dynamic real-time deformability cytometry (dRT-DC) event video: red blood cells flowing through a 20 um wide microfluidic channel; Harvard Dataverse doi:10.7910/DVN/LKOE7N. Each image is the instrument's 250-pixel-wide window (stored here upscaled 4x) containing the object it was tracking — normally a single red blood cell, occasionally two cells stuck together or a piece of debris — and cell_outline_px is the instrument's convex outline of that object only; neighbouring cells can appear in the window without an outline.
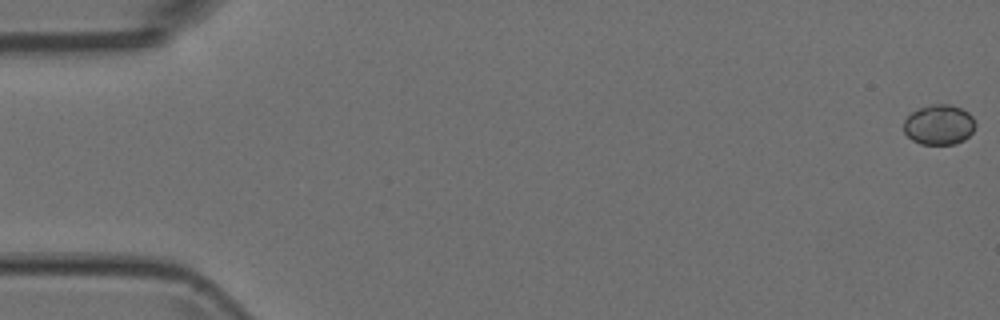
{"species": "Egyptian fruit bat (a non-hibernating species)", "species_latin": "Rousettus aegyptiacus", "temperature_condition": "room temperature", "stored_images_in_passage": 5, "camera_frame_rate_fps": 3000, "um_per_image_px": 0.085, "animal": {"sex": "female"}, "frame": {"image": 1, "passage_image": 1, "time_ms": 0.0, "image_size_px": [1000, 320], "cell_outline_px": [[976, 124], [972, 132], [964, 140], [956, 144], [920, 144], [912, 140], [904, 132], [904, 120], [912, 112], [920, 108], [932, 104], [948, 104], [960, 108], [968, 112], [972, 116]], "centroid_in_image_um": [79.82, 10.61], "position_along_channel_um": 5.2, "area_um2": 16.7}}
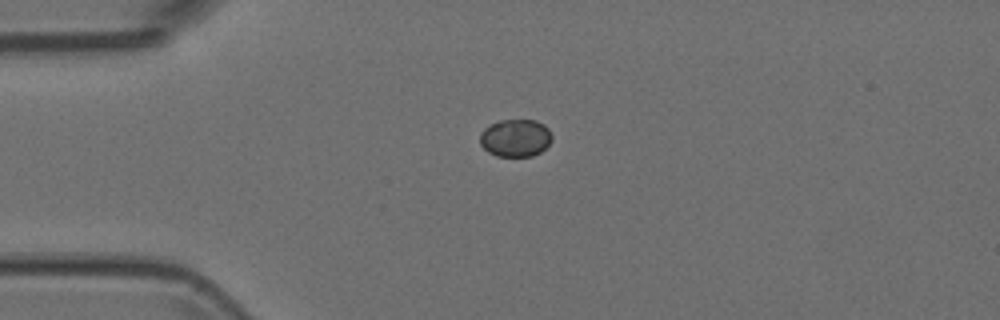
{"frame": {"image": 2, "passage_image": 4, "time_ms": 1.0, "image_size_px": [1000, 320], "cell_outline_px": [[552, 140], [540, 152], [532, 156], [496, 156], [488, 152], [480, 144], [480, 132], [488, 124], [500, 120], [536, 120], [544, 124], [548, 128], [552, 136]], "centroid_in_image_um": [43.79, 11.71], "position_along_channel_um": 41.2, "area_um2": 15.9}}